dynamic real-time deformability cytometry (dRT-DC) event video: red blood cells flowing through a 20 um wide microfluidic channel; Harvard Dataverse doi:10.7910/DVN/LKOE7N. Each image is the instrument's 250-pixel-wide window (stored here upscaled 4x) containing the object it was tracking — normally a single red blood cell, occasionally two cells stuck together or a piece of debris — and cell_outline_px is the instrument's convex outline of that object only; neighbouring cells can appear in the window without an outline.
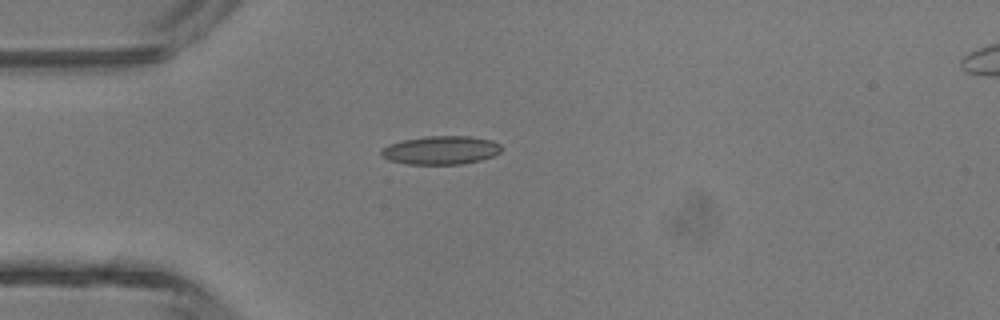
{"species": "common noctule bat (a hibernating species)", "species_latin": "Nyctalus noctula", "temperature_condition": "room temperature", "stored_images_in_passage": 2, "camera_frame_rate_fps": 3000, "um_per_image_px": 0.085, "animal": {"sex": "male", "body_mass_g": 13.3}, "frame": {"image": 1, "passage_image": 1, "time_ms": 0.0, "image_size_px": [1000, 320], "cell_outline_px": [[504, 148], [496, 156], [464, 164], [404, 164], [388, 160], [380, 156], [380, 152], [388, 144], [404, 140], [428, 136], [472, 136], [492, 140], [500, 144]], "centroid_in_image_um": [37.51, 12.77], "position_along_channel_um": 47.5, "area_um2": 20.23}}
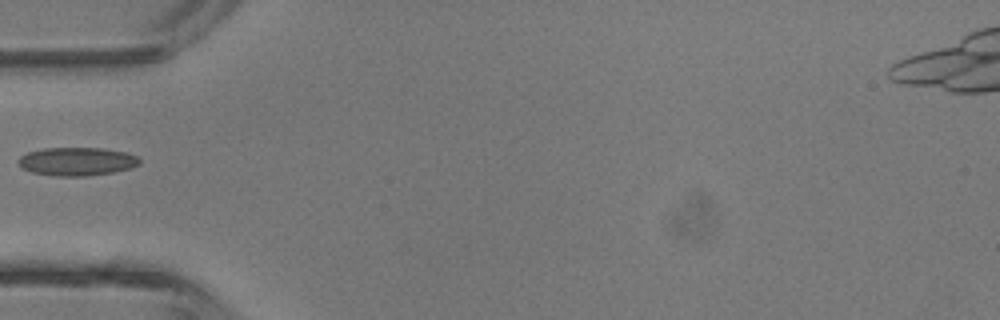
{"frame": {"image": 2, "passage_image": 2, "time_ms": 1.0, "image_size_px": [1000, 320], "cell_outline_px": [[140, 164], [128, 168], [112, 172], [88, 176], [56, 176], [32, 172], [24, 168], [16, 160], [20, 156], [28, 152], [44, 148], [104, 148], [124, 152], [136, 156], [140, 160]], "centroid_in_image_um": [6.52, 13.72], "position_along_channel_um": 78.5, "area_um2": 19.83}}